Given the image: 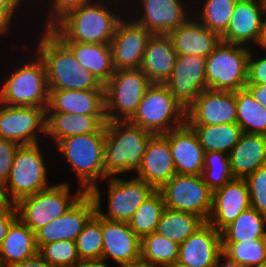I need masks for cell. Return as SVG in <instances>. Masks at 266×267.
<instances>
[{
    "label": "cell",
    "mask_w": 266,
    "mask_h": 267,
    "mask_svg": "<svg viewBox=\"0 0 266 267\" xmlns=\"http://www.w3.org/2000/svg\"><path fill=\"white\" fill-rule=\"evenodd\" d=\"M201 9L192 15L210 31L220 37L226 32L230 17L238 0H203ZM199 12V13H198ZM196 14V15H194ZM200 15V16H199Z\"/></svg>",
    "instance_id": "d590c367"
},
{
    "label": "cell",
    "mask_w": 266,
    "mask_h": 267,
    "mask_svg": "<svg viewBox=\"0 0 266 267\" xmlns=\"http://www.w3.org/2000/svg\"><path fill=\"white\" fill-rule=\"evenodd\" d=\"M204 223L198 215L165 207L155 232L181 244Z\"/></svg>",
    "instance_id": "836d02e7"
},
{
    "label": "cell",
    "mask_w": 266,
    "mask_h": 267,
    "mask_svg": "<svg viewBox=\"0 0 266 267\" xmlns=\"http://www.w3.org/2000/svg\"><path fill=\"white\" fill-rule=\"evenodd\" d=\"M197 134L205 152H223L228 154L238 143L242 134L237 123H225L204 126H191Z\"/></svg>",
    "instance_id": "d6a6232c"
},
{
    "label": "cell",
    "mask_w": 266,
    "mask_h": 267,
    "mask_svg": "<svg viewBox=\"0 0 266 267\" xmlns=\"http://www.w3.org/2000/svg\"><path fill=\"white\" fill-rule=\"evenodd\" d=\"M105 140L104 125L98 132L66 137L55 144L77 176L78 189L84 192H90L99 180L108 177L105 174Z\"/></svg>",
    "instance_id": "277c9868"
},
{
    "label": "cell",
    "mask_w": 266,
    "mask_h": 267,
    "mask_svg": "<svg viewBox=\"0 0 266 267\" xmlns=\"http://www.w3.org/2000/svg\"><path fill=\"white\" fill-rule=\"evenodd\" d=\"M174 175L176 169L168 140L162 134L153 135L147 143L136 177L159 190Z\"/></svg>",
    "instance_id": "cb8c5ba5"
},
{
    "label": "cell",
    "mask_w": 266,
    "mask_h": 267,
    "mask_svg": "<svg viewBox=\"0 0 266 267\" xmlns=\"http://www.w3.org/2000/svg\"><path fill=\"white\" fill-rule=\"evenodd\" d=\"M106 123V116L46 113V136L56 144L66 137L98 132Z\"/></svg>",
    "instance_id": "f1b7e54d"
},
{
    "label": "cell",
    "mask_w": 266,
    "mask_h": 267,
    "mask_svg": "<svg viewBox=\"0 0 266 267\" xmlns=\"http://www.w3.org/2000/svg\"><path fill=\"white\" fill-rule=\"evenodd\" d=\"M68 182L57 183L20 199L15 207L18 218L34 232L61 216L83 193L82 189L70 194Z\"/></svg>",
    "instance_id": "30bf717a"
},
{
    "label": "cell",
    "mask_w": 266,
    "mask_h": 267,
    "mask_svg": "<svg viewBox=\"0 0 266 267\" xmlns=\"http://www.w3.org/2000/svg\"><path fill=\"white\" fill-rule=\"evenodd\" d=\"M108 180V210L105 214L102 211V196L99 184L89 193L95 200L96 212L111 221L128 223L138 207L147 200L156 190L145 181L131 177L121 179V177H107Z\"/></svg>",
    "instance_id": "8fae6325"
},
{
    "label": "cell",
    "mask_w": 266,
    "mask_h": 267,
    "mask_svg": "<svg viewBox=\"0 0 266 267\" xmlns=\"http://www.w3.org/2000/svg\"><path fill=\"white\" fill-rule=\"evenodd\" d=\"M129 121L154 135L165 134L186 123V108L165 84L152 83Z\"/></svg>",
    "instance_id": "8992f818"
},
{
    "label": "cell",
    "mask_w": 266,
    "mask_h": 267,
    "mask_svg": "<svg viewBox=\"0 0 266 267\" xmlns=\"http://www.w3.org/2000/svg\"><path fill=\"white\" fill-rule=\"evenodd\" d=\"M104 2L94 0L73 10L51 30L63 42L110 44L122 16Z\"/></svg>",
    "instance_id": "7a4b0ae2"
},
{
    "label": "cell",
    "mask_w": 266,
    "mask_h": 267,
    "mask_svg": "<svg viewBox=\"0 0 266 267\" xmlns=\"http://www.w3.org/2000/svg\"><path fill=\"white\" fill-rule=\"evenodd\" d=\"M158 191L166 208L198 215L208 221L213 191L204 183L202 175L176 174Z\"/></svg>",
    "instance_id": "7c38bea8"
},
{
    "label": "cell",
    "mask_w": 266,
    "mask_h": 267,
    "mask_svg": "<svg viewBox=\"0 0 266 267\" xmlns=\"http://www.w3.org/2000/svg\"><path fill=\"white\" fill-rule=\"evenodd\" d=\"M251 200V208L266 216V165L259 167L245 178Z\"/></svg>",
    "instance_id": "7bdbcfd3"
},
{
    "label": "cell",
    "mask_w": 266,
    "mask_h": 267,
    "mask_svg": "<svg viewBox=\"0 0 266 267\" xmlns=\"http://www.w3.org/2000/svg\"><path fill=\"white\" fill-rule=\"evenodd\" d=\"M250 50L248 58L247 84H264L266 83V56L257 57Z\"/></svg>",
    "instance_id": "bcb514c9"
},
{
    "label": "cell",
    "mask_w": 266,
    "mask_h": 267,
    "mask_svg": "<svg viewBox=\"0 0 266 267\" xmlns=\"http://www.w3.org/2000/svg\"><path fill=\"white\" fill-rule=\"evenodd\" d=\"M177 53L167 34H152L140 69L151 83L165 84L176 64Z\"/></svg>",
    "instance_id": "4316f807"
},
{
    "label": "cell",
    "mask_w": 266,
    "mask_h": 267,
    "mask_svg": "<svg viewBox=\"0 0 266 267\" xmlns=\"http://www.w3.org/2000/svg\"><path fill=\"white\" fill-rule=\"evenodd\" d=\"M266 216L249 208L221 231L222 242L266 239Z\"/></svg>",
    "instance_id": "1f68e13d"
},
{
    "label": "cell",
    "mask_w": 266,
    "mask_h": 267,
    "mask_svg": "<svg viewBox=\"0 0 266 267\" xmlns=\"http://www.w3.org/2000/svg\"><path fill=\"white\" fill-rule=\"evenodd\" d=\"M138 2L134 6L139 5V8L141 6L142 10L139 9L141 11L139 14L138 12L133 14L139 16L132 19L152 34H168L184 24L193 13V10H189L190 6L186 7L188 4L184 0H138Z\"/></svg>",
    "instance_id": "ac0fdd59"
},
{
    "label": "cell",
    "mask_w": 266,
    "mask_h": 267,
    "mask_svg": "<svg viewBox=\"0 0 266 267\" xmlns=\"http://www.w3.org/2000/svg\"><path fill=\"white\" fill-rule=\"evenodd\" d=\"M250 267H266V262L258 264V265L250 266Z\"/></svg>",
    "instance_id": "91938a15"
},
{
    "label": "cell",
    "mask_w": 266,
    "mask_h": 267,
    "mask_svg": "<svg viewBox=\"0 0 266 267\" xmlns=\"http://www.w3.org/2000/svg\"><path fill=\"white\" fill-rule=\"evenodd\" d=\"M223 260H225V263L221 262ZM214 267H244L241 266L240 264L233 262L231 260H229L226 256H224L223 254L217 259V262L215 263Z\"/></svg>",
    "instance_id": "9f6ffc18"
},
{
    "label": "cell",
    "mask_w": 266,
    "mask_h": 267,
    "mask_svg": "<svg viewBox=\"0 0 266 267\" xmlns=\"http://www.w3.org/2000/svg\"><path fill=\"white\" fill-rule=\"evenodd\" d=\"M38 253L46 262L55 267H71L80 261L74 241L60 240L47 243L38 249Z\"/></svg>",
    "instance_id": "b9f144b4"
},
{
    "label": "cell",
    "mask_w": 266,
    "mask_h": 267,
    "mask_svg": "<svg viewBox=\"0 0 266 267\" xmlns=\"http://www.w3.org/2000/svg\"><path fill=\"white\" fill-rule=\"evenodd\" d=\"M256 45L266 51V13L262 19L260 35Z\"/></svg>",
    "instance_id": "db71d44e"
},
{
    "label": "cell",
    "mask_w": 266,
    "mask_h": 267,
    "mask_svg": "<svg viewBox=\"0 0 266 267\" xmlns=\"http://www.w3.org/2000/svg\"><path fill=\"white\" fill-rule=\"evenodd\" d=\"M46 113L106 116L105 89H49V102Z\"/></svg>",
    "instance_id": "d4e9b609"
},
{
    "label": "cell",
    "mask_w": 266,
    "mask_h": 267,
    "mask_svg": "<svg viewBox=\"0 0 266 267\" xmlns=\"http://www.w3.org/2000/svg\"><path fill=\"white\" fill-rule=\"evenodd\" d=\"M18 147L19 144L0 137V183L2 184L8 180Z\"/></svg>",
    "instance_id": "f6af8a7d"
},
{
    "label": "cell",
    "mask_w": 266,
    "mask_h": 267,
    "mask_svg": "<svg viewBox=\"0 0 266 267\" xmlns=\"http://www.w3.org/2000/svg\"><path fill=\"white\" fill-rule=\"evenodd\" d=\"M25 0H0V11H17Z\"/></svg>",
    "instance_id": "f5cc1de1"
},
{
    "label": "cell",
    "mask_w": 266,
    "mask_h": 267,
    "mask_svg": "<svg viewBox=\"0 0 266 267\" xmlns=\"http://www.w3.org/2000/svg\"><path fill=\"white\" fill-rule=\"evenodd\" d=\"M105 174L108 177L138 172L146 146L154 135L130 121L105 124Z\"/></svg>",
    "instance_id": "3957f363"
},
{
    "label": "cell",
    "mask_w": 266,
    "mask_h": 267,
    "mask_svg": "<svg viewBox=\"0 0 266 267\" xmlns=\"http://www.w3.org/2000/svg\"><path fill=\"white\" fill-rule=\"evenodd\" d=\"M158 267H188V266L183 265V264L179 263L178 261H176V262H172V263H166V264L160 265Z\"/></svg>",
    "instance_id": "680465c9"
},
{
    "label": "cell",
    "mask_w": 266,
    "mask_h": 267,
    "mask_svg": "<svg viewBox=\"0 0 266 267\" xmlns=\"http://www.w3.org/2000/svg\"><path fill=\"white\" fill-rule=\"evenodd\" d=\"M189 126L237 123L235 92L203 90L186 108Z\"/></svg>",
    "instance_id": "9a60e30c"
},
{
    "label": "cell",
    "mask_w": 266,
    "mask_h": 267,
    "mask_svg": "<svg viewBox=\"0 0 266 267\" xmlns=\"http://www.w3.org/2000/svg\"><path fill=\"white\" fill-rule=\"evenodd\" d=\"M120 267H158V266L151 265V264L146 263V262H144L142 260H139V261H136V262H133V263H130V264H126V265L120 266Z\"/></svg>",
    "instance_id": "6f0895ef"
},
{
    "label": "cell",
    "mask_w": 266,
    "mask_h": 267,
    "mask_svg": "<svg viewBox=\"0 0 266 267\" xmlns=\"http://www.w3.org/2000/svg\"><path fill=\"white\" fill-rule=\"evenodd\" d=\"M20 65L21 67L13 69L11 75L4 78L3 85L0 87V103L47 109L49 88L43 60L34 53V58Z\"/></svg>",
    "instance_id": "5b68a950"
},
{
    "label": "cell",
    "mask_w": 266,
    "mask_h": 267,
    "mask_svg": "<svg viewBox=\"0 0 266 267\" xmlns=\"http://www.w3.org/2000/svg\"><path fill=\"white\" fill-rule=\"evenodd\" d=\"M102 236V262L108 264L107 258H110L120 267L140 260L141 238L134 233L128 223L102 217Z\"/></svg>",
    "instance_id": "44dd1931"
},
{
    "label": "cell",
    "mask_w": 266,
    "mask_h": 267,
    "mask_svg": "<svg viewBox=\"0 0 266 267\" xmlns=\"http://www.w3.org/2000/svg\"><path fill=\"white\" fill-rule=\"evenodd\" d=\"M37 43L35 52L45 64L49 89H104L98 78L83 68L72 50L51 29H44Z\"/></svg>",
    "instance_id": "6da1fadb"
},
{
    "label": "cell",
    "mask_w": 266,
    "mask_h": 267,
    "mask_svg": "<svg viewBox=\"0 0 266 267\" xmlns=\"http://www.w3.org/2000/svg\"><path fill=\"white\" fill-rule=\"evenodd\" d=\"M96 213L95 200L84 192L61 216L35 232L38 249L60 240L76 242L88 220Z\"/></svg>",
    "instance_id": "5bb4252c"
},
{
    "label": "cell",
    "mask_w": 266,
    "mask_h": 267,
    "mask_svg": "<svg viewBox=\"0 0 266 267\" xmlns=\"http://www.w3.org/2000/svg\"><path fill=\"white\" fill-rule=\"evenodd\" d=\"M205 64L206 57L178 55L172 74L165 83L173 97L185 108L207 89Z\"/></svg>",
    "instance_id": "e0dca14e"
},
{
    "label": "cell",
    "mask_w": 266,
    "mask_h": 267,
    "mask_svg": "<svg viewBox=\"0 0 266 267\" xmlns=\"http://www.w3.org/2000/svg\"><path fill=\"white\" fill-rule=\"evenodd\" d=\"M265 13L264 0H238L221 41L247 47L250 44L256 46Z\"/></svg>",
    "instance_id": "ffe728a7"
},
{
    "label": "cell",
    "mask_w": 266,
    "mask_h": 267,
    "mask_svg": "<svg viewBox=\"0 0 266 267\" xmlns=\"http://www.w3.org/2000/svg\"><path fill=\"white\" fill-rule=\"evenodd\" d=\"M38 135L46 137V108L0 103L1 138L29 145L41 143Z\"/></svg>",
    "instance_id": "4fadbf2b"
},
{
    "label": "cell",
    "mask_w": 266,
    "mask_h": 267,
    "mask_svg": "<svg viewBox=\"0 0 266 267\" xmlns=\"http://www.w3.org/2000/svg\"><path fill=\"white\" fill-rule=\"evenodd\" d=\"M228 156L234 177L245 179L266 165V135L242 132Z\"/></svg>",
    "instance_id": "83f0119b"
},
{
    "label": "cell",
    "mask_w": 266,
    "mask_h": 267,
    "mask_svg": "<svg viewBox=\"0 0 266 267\" xmlns=\"http://www.w3.org/2000/svg\"><path fill=\"white\" fill-rule=\"evenodd\" d=\"M18 218L17 209L14 207L9 212L0 213V246L7 235L10 225Z\"/></svg>",
    "instance_id": "7dc6e473"
},
{
    "label": "cell",
    "mask_w": 266,
    "mask_h": 267,
    "mask_svg": "<svg viewBox=\"0 0 266 267\" xmlns=\"http://www.w3.org/2000/svg\"><path fill=\"white\" fill-rule=\"evenodd\" d=\"M179 245L156 232L147 234L141 238L140 260L155 266L176 262Z\"/></svg>",
    "instance_id": "8d00e7d4"
},
{
    "label": "cell",
    "mask_w": 266,
    "mask_h": 267,
    "mask_svg": "<svg viewBox=\"0 0 266 267\" xmlns=\"http://www.w3.org/2000/svg\"><path fill=\"white\" fill-rule=\"evenodd\" d=\"M80 260L101 261L103 250L102 217L96 212L76 240Z\"/></svg>",
    "instance_id": "f35d334b"
},
{
    "label": "cell",
    "mask_w": 266,
    "mask_h": 267,
    "mask_svg": "<svg viewBox=\"0 0 266 267\" xmlns=\"http://www.w3.org/2000/svg\"><path fill=\"white\" fill-rule=\"evenodd\" d=\"M13 267H55L50 263L46 262L40 255L37 253L35 256L25 259L21 263L15 264Z\"/></svg>",
    "instance_id": "816d5d0a"
},
{
    "label": "cell",
    "mask_w": 266,
    "mask_h": 267,
    "mask_svg": "<svg viewBox=\"0 0 266 267\" xmlns=\"http://www.w3.org/2000/svg\"><path fill=\"white\" fill-rule=\"evenodd\" d=\"M15 207L11 200L5 184L0 183V213L9 212Z\"/></svg>",
    "instance_id": "f907efd6"
},
{
    "label": "cell",
    "mask_w": 266,
    "mask_h": 267,
    "mask_svg": "<svg viewBox=\"0 0 266 267\" xmlns=\"http://www.w3.org/2000/svg\"><path fill=\"white\" fill-rule=\"evenodd\" d=\"M222 253L244 267L266 262V239L243 242H222Z\"/></svg>",
    "instance_id": "ab89813d"
},
{
    "label": "cell",
    "mask_w": 266,
    "mask_h": 267,
    "mask_svg": "<svg viewBox=\"0 0 266 267\" xmlns=\"http://www.w3.org/2000/svg\"><path fill=\"white\" fill-rule=\"evenodd\" d=\"M83 68L95 75L104 85L114 74L110 44L64 42Z\"/></svg>",
    "instance_id": "4dcf8cb0"
},
{
    "label": "cell",
    "mask_w": 266,
    "mask_h": 267,
    "mask_svg": "<svg viewBox=\"0 0 266 267\" xmlns=\"http://www.w3.org/2000/svg\"><path fill=\"white\" fill-rule=\"evenodd\" d=\"M40 143L19 145L5 183L11 200L16 204L20 199L34 195L50 186L48 169Z\"/></svg>",
    "instance_id": "9c48e42d"
},
{
    "label": "cell",
    "mask_w": 266,
    "mask_h": 267,
    "mask_svg": "<svg viewBox=\"0 0 266 267\" xmlns=\"http://www.w3.org/2000/svg\"><path fill=\"white\" fill-rule=\"evenodd\" d=\"M245 88L251 93L253 98L266 109V83L247 84Z\"/></svg>",
    "instance_id": "c3c4849f"
},
{
    "label": "cell",
    "mask_w": 266,
    "mask_h": 267,
    "mask_svg": "<svg viewBox=\"0 0 266 267\" xmlns=\"http://www.w3.org/2000/svg\"><path fill=\"white\" fill-rule=\"evenodd\" d=\"M177 55L207 57L220 43L221 37L202 25L194 16L167 34Z\"/></svg>",
    "instance_id": "484cf974"
},
{
    "label": "cell",
    "mask_w": 266,
    "mask_h": 267,
    "mask_svg": "<svg viewBox=\"0 0 266 267\" xmlns=\"http://www.w3.org/2000/svg\"><path fill=\"white\" fill-rule=\"evenodd\" d=\"M131 17L122 18L110 42L115 70L140 68L152 33Z\"/></svg>",
    "instance_id": "2e32d148"
},
{
    "label": "cell",
    "mask_w": 266,
    "mask_h": 267,
    "mask_svg": "<svg viewBox=\"0 0 266 267\" xmlns=\"http://www.w3.org/2000/svg\"><path fill=\"white\" fill-rule=\"evenodd\" d=\"M251 48L220 41L206 57L207 89L236 92L247 85Z\"/></svg>",
    "instance_id": "52a82bcc"
},
{
    "label": "cell",
    "mask_w": 266,
    "mask_h": 267,
    "mask_svg": "<svg viewBox=\"0 0 266 267\" xmlns=\"http://www.w3.org/2000/svg\"><path fill=\"white\" fill-rule=\"evenodd\" d=\"M38 253L35 232L17 218L9 227L0 246L2 267H13Z\"/></svg>",
    "instance_id": "f546056e"
},
{
    "label": "cell",
    "mask_w": 266,
    "mask_h": 267,
    "mask_svg": "<svg viewBox=\"0 0 266 267\" xmlns=\"http://www.w3.org/2000/svg\"><path fill=\"white\" fill-rule=\"evenodd\" d=\"M16 11H0V38L5 34L8 35L10 32V27L13 22H11L13 19L15 20L16 17H14L16 14Z\"/></svg>",
    "instance_id": "681fc988"
},
{
    "label": "cell",
    "mask_w": 266,
    "mask_h": 267,
    "mask_svg": "<svg viewBox=\"0 0 266 267\" xmlns=\"http://www.w3.org/2000/svg\"><path fill=\"white\" fill-rule=\"evenodd\" d=\"M51 3L50 12L46 17V25L44 29L54 28L63 18H65L73 10L90 3L94 0H49ZM49 17V18H48Z\"/></svg>",
    "instance_id": "ee69618b"
},
{
    "label": "cell",
    "mask_w": 266,
    "mask_h": 267,
    "mask_svg": "<svg viewBox=\"0 0 266 267\" xmlns=\"http://www.w3.org/2000/svg\"><path fill=\"white\" fill-rule=\"evenodd\" d=\"M222 254L221 232L205 222L179 245L177 261L188 267H214Z\"/></svg>",
    "instance_id": "7402d4cb"
},
{
    "label": "cell",
    "mask_w": 266,
    "mask_h": 267,
    "mask_svg": "<svg viewBox=\"0 0 266 267\" xmlns=\"http://www.w3.org/2000/svg\"><path fill=\"white\" fill-rule=\"evenodd\" d=\"M164 209L165 203L163 196L156 190L135 211L128 222L129 227L140 238L147 234L154 233Z\"/></svg>",
    "instance_id": "74e56055"
},
{
    "label": "cell",
    "mask_w": 266,
    "mask_h": 267,
    "mask_svg": "<svg viewBox=\"0 0 266 267\" xmlns=\"http://www.w3.org/2000/svg\"><path fill=\"white\" fill-rule=\"evenodd\" d=\"M152 83L140 68L118 69L104 84L109 121H129Z\"/></svg>",
    "instance_id": "ba28073f"
},
{
    "label": "cell",
    "mask_w": 266,
    "mask_h": 267,
    "mask_svg": "<svg viewBox=\"0 0 266 267\" xmlns=\"http://www.w3.org/2000/svg\"><path fill=\"white\" fill-rule=\"evenodd\" d=\"M237 124L242 132L266 135V109L246 89L235 92Z\"/></svg>",
    "instance_id": "e575fe53"
},
{
    "label": "cell",
    "mask_w": 266,
    "mask_h": 267,
    "mask_svg": "<svg viewBox=\"0 0 266 267\" xmlns=\"http://www.w3.org/2000/svg\"><path fill=\"white\" fill-rule=\"evenodd\" d=\"M204 183L214 192L234 179L229 156L223 152L209 151L204 153L202 171Z\"/></svg>",
    "instance_id": "60d3db41"
},
{
    "label": "cell",
    "mask_w": 266,
    "mask_h": 267,
    "mask_svg": "<svg viewBox=\"0 0 266 267\" xmlns=\"http://www.w3.org/2000/svg\"><path fill=\"white\" fill-rule=\"evenodd\" d=\"M71 267H110V265L102 261L80 260Z\"/></svg>",
    "instance_id": "11a10c76"
},
{
    "label": "cell",
    "mask_w": 266,
    "mask_h": 267,
    "mask_svg": "<svg viewBox=\"0 0 266 267\" xmlns=\"http://www.w3.org/2000/svg\"><path fill=\"white\" fill-rule=\"evenodd\" d=\"M250 207V193L246 180L234 178L213 192L212 208L207 222L221 232L241 212Z\"/></svg>",
    "instance_id": "d6986e66"
},
{
    "label": "cell",
    "mask_w": 266,
    "mask_h": 267,
    "mask_svg": "<svg viewBox=\"0 0 266 267\" xmlns=\"http://www.w3.org/2000/svg\"><path fill=\"white\" fill-rule=\"evenodd\" d=\"M162 135L168 140L176 174L201 175L205 151L192 127L185 123Z\"/></svg>",
    "instance_id": "603a6c76"
}]
</instances>
